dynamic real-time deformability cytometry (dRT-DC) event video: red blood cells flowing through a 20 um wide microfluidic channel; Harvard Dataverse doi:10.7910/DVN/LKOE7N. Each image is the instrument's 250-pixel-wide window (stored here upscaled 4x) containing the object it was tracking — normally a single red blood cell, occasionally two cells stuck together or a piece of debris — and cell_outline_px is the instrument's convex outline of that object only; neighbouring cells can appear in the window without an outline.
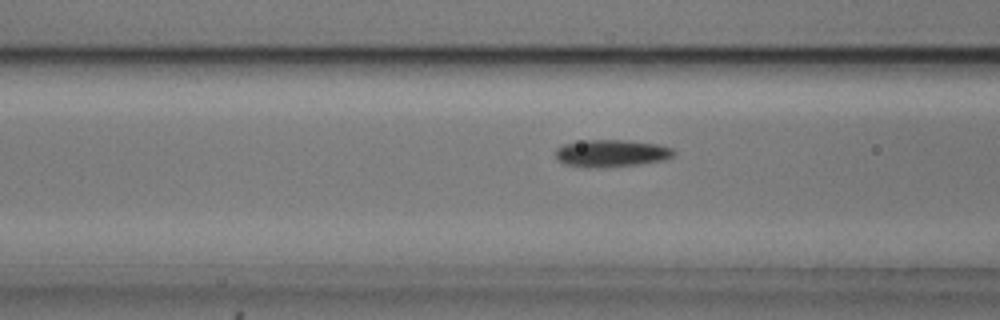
{"species": "common noctule bat (a hibernating species)", "species_latin": "Nyctalus noctula", "temperature_condition": "cold", "stored_images_in_passage": 37, "camera_frame_rate_fps": 3000, "um_per_image_px": 0.085, "animal": {"sex": "male", "body_mass_g": 20.5, "forearm_length_mm": 52.5}, "frame": {"image": 1, "passage_image": 9, "time_ms": 2.667, "image_size_px": [1000, 320], "cell_outline_px": [[676, 152], [672, 156], [664, 160], [640, 164], [588, 168], [564, 164], [556, 156], [556, 148], [564, 144], [584, 140], [628, 140], [656, 144], [672, 148]], "centroid_in_image_um": [51.97, 13.02], "position_along_channel_um": 114.6, "area_um2": 18.67}}
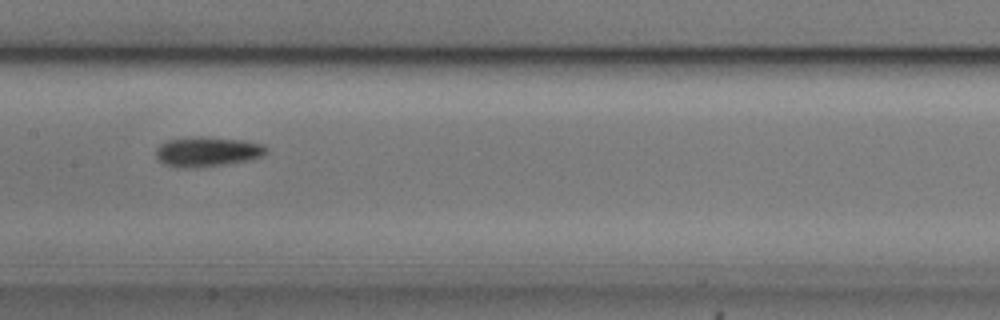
{"frame": {"image": 2, "passage_image": 15, "time_ms": 4.667, "image_size_px": [1000, 320], "cell_outline_px": [[268, 152], [264, 156], [252, 160], [196, 168], [180, 168], [164, 164], [156, 156], [156, 148], [160, 144], [168, 140], [192, 136], [244, 140], [264, 144], [268, 148]], "centroid_in_image_um": [17.66, 12.9], "position_along_channel_um": 189.7, "area_um2": 19.42}}
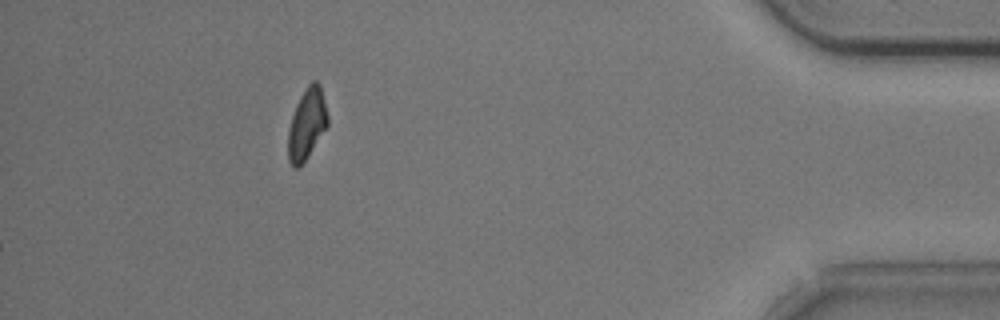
{"frame": {"image": 3, "passage_image": 37, "time_ms": 12.0, "image_size_px": [1000, 320], "cell_outline_px": [[328, 124], [308, 156], [300, 168], [292, 168], [288, 160], [288, 128], [296, 104], [300, 96], [308, 84], [312, 80], [316, 80], [320, 84], [328, 116]], "centroid_in_image_um": [26.06, 10.55], "position_along_channel_um": 409.1, "area_um2": 16.42}, "authors_computed_cell_mechanics": {"area_um2": 17.7446, "velocity_mm_per_s": 3.7379, "shape_relaxation_time_tau1_ms": 2.7187, "shape_relaxation_time_tau2_ms": 4.5486, "deformation_change_tau1": 0.1053, "deformation_change_tau2": 0.0921}}